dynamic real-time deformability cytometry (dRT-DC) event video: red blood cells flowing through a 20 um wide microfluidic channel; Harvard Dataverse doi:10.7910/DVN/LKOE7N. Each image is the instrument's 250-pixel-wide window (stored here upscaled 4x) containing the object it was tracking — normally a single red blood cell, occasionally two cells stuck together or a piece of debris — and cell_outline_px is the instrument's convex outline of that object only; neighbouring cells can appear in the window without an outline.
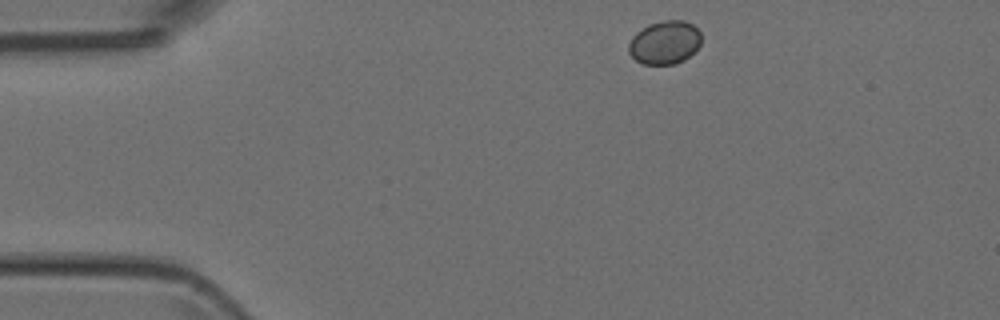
{"species": "Egyptian fruit bat (a non-hibernating species)", "species_latin": "Rousettus aegyptiacus", "temperature_condition": "room temperature", "stored_images_in_passage": 3, "camera_frame_rate_fps": 3000, "um_per_image_px": 0.085, "animal": {"sex": "female"}, "frame": {"image": 1, "passage_image": 1, "time_ms": 0.0, "image_size_px": [1000, 320], "cell_outline_px": [[700, 44], [684, 60], [676, 64], [644, 64], [636, 60], [628, 52], [628, 44], [632, 36], [636, 32], [648, 24], [664, 20], [684, 20], [692, 24], [700, 32]], "centroid_in_image_um": [56.47, 3.6], "position_along_channel_um": 28.5, "area_um2": 18.32}}